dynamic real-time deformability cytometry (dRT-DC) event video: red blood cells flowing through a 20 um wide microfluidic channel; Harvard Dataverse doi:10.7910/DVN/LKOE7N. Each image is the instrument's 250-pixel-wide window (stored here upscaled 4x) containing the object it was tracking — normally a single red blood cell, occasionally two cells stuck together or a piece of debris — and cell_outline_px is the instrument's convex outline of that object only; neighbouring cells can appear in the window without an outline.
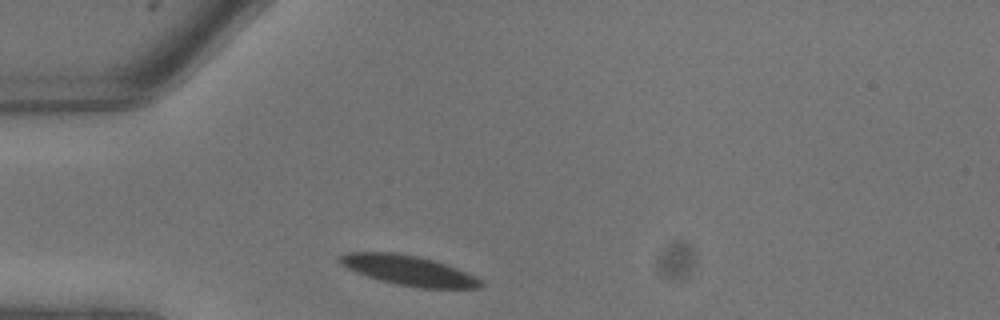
{"species": "common noctule bat (a hibernating species)", "species_latin": "Nyctalus noctula", "temperature_condition": "warm", "stored_images_in_passage": 4, "camera_frame_rate_fps": 3000, "um_per_image_px": 0.085, "animal": {"sex": "male", "body_mass_g": 13.3}, "frame": {"image": 1, "passage_image": 1, "time_ms": 0.0, "image_size_px": [1000, 320], "cell_outline_px": [[484, 284], [480, 288], [420, 288], [380, 280], [356, 272], [340, 264], [336, 260], [340, 256], [348, 252], [396, 252], [416, 256], [432, 260], [456, 268], [476, 276]], "centroid_in_image_um": [34.72, 22.98], "position_along_channel_um": 50.3, "area_um2": 24.28}}
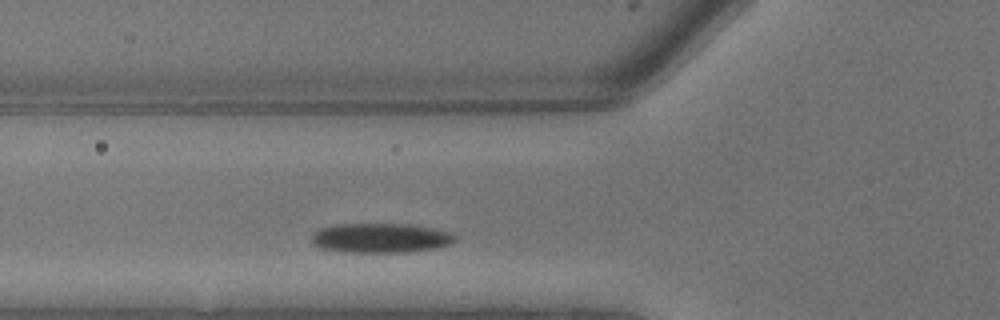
{"frame": {"image": 2, "passage_image": 3, "time_ms": 0.667, "image_size_px": [1000, 320], "cell_outline_px": [[456, 240], [448, 244], [436, 248], [404, 252], [344, 252], [320, 248], [312, 244], [312, 232], [320, 228], [336, 224], [408, 224], [432, 228], [452, 232], [456, 236]], "centroid_in_image_um": [32.32, 20.22], "position_along_channel_um": 93.5, "area_um2": 24.8}}